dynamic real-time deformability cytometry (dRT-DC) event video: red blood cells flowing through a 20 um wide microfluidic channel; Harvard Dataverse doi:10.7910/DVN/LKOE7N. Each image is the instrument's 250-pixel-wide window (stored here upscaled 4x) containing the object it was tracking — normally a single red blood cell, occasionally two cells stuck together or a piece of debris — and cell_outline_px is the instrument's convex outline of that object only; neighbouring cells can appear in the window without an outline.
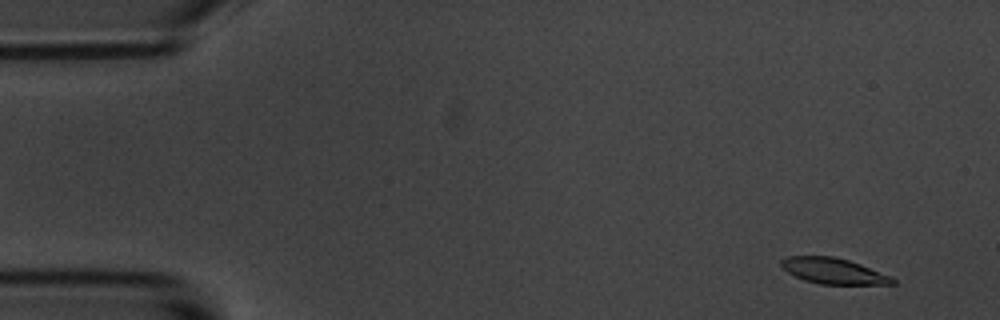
{"species": "common noctule bat (a hibernating species)", "species_latin": "Nyctalus noctula", "temperature_condition": "room temperature", "stored_images_in_passage": 4, "camera_frame_rate_fps": 3000, "um_per_image_px": 0.085, "animal": {"sex": "male", "body_mass_g": 20.1, "forearm_length_mm": 53.5}, "frame": {"image": 1, "passage_image": 1, "time_ms": 0.0, "image_size_px": [1000, 320], "cell_outline_px": [[896, 284], [820, 284], [804, 280], [788, 272], [780, 264], [780, 260], [788, 256], [832, 256], [848, 260], [860, 264], [892, 276], [896, 280]], "centroid_in_image_um": [70.86, 23.03], "position_along_channel_um": 14.1, "area_um2": 16.65}}
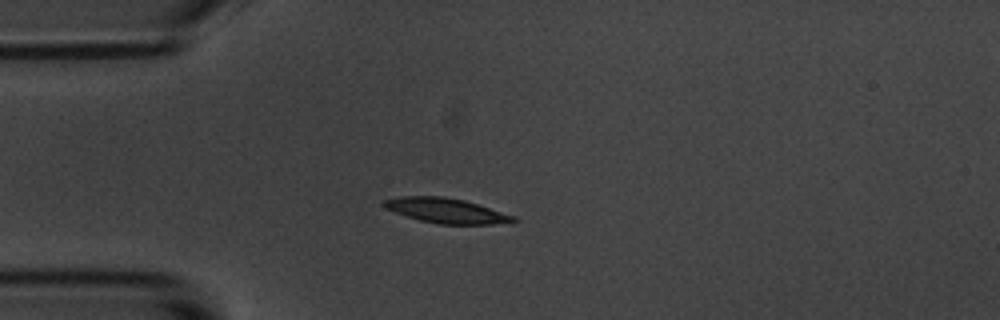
{"frame": {"image": 2, "passage_image": 4, "time_ms": 3.667, "image_size_px": [1000, 320], "cell_outline_px": [[520, 220], [512, 224], [440, 224], [420, 220], [384, 208], [384, 200], [400, 196], [444, 196], [464, 200], [516, 216]], "centroid_in_image_um": [38.03, 17.91], "position_along_channel_um": 47.0, "area_um2": 18.84}}